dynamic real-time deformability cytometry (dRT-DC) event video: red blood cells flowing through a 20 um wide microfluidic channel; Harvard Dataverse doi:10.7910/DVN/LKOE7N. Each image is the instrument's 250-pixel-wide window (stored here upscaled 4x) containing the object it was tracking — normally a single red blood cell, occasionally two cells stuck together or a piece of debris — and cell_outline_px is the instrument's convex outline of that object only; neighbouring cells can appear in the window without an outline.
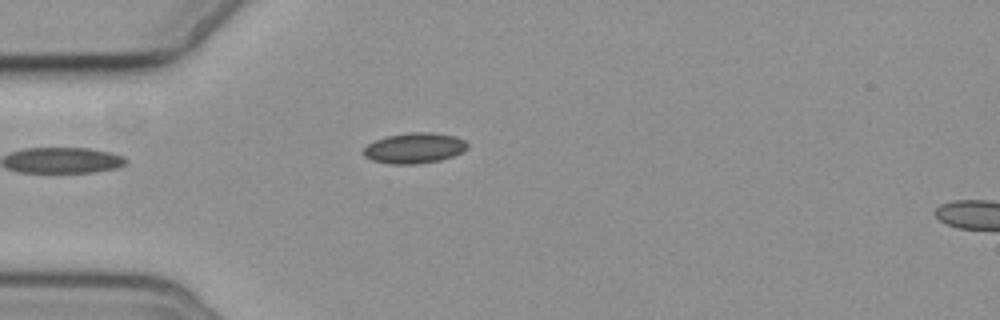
{"species": "common noctule bat (a hibernating species)", "species_latin": "Nyctalus noctula", "temperature_condition": "cold", "stored_images_in_passage": 4, "segment_of_instrument_passage": [1, 2], "camera_frame_rate_fps": 3000, "um_per_image_px": 0.085, "animal": {"sex": "female", "body_mass_g": 19.3, "forearm_length_mm": 54.1}, "frame": {"image": 1, "passage_image": 3, "time_ms": 2.333, "image_size_px": [1000, 320], "cell_outline_px": [[468, 148], [452, 156], [440, 160], [416, 164], [392, 164], [372, 160], [364, 156], [360, 152], [368, 144], [376, 140], [388, 136], [412, 132], [432, 132], [456, 136], [464, 140], [468, 144]], "centroid_in_image_um": [35.21, 12.58], "position_along_channel_um": 49.8, "area_um2": 18.44}}